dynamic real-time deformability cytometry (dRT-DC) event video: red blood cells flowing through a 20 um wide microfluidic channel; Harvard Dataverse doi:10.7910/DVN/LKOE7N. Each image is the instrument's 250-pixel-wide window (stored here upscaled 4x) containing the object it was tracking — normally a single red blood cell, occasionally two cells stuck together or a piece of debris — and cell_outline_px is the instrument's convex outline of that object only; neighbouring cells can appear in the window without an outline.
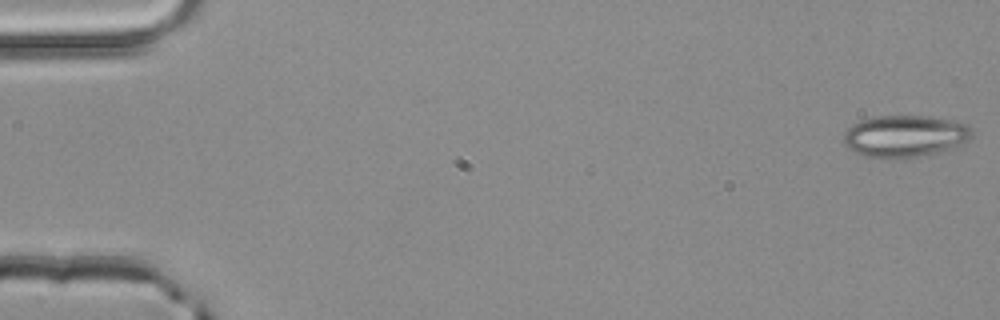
{"species": "common noctule bat (a hibernating species)", "species_latin": "Nyctalus noctula", "temperature_condition": "room temperature", "stored_images_in_passage": 52, "camera_frame_rate_fps": 3000, "um_per_image_px": 0.085, "animal": {"sex": "male", "body_mass_g": 20.4}, "frame": {"image": 1, "passage_image": 1, "time_ms": 0.0, "image_size_px": [1000, 320], "cell_outline_px": [[972, 136], [968, 140], [956, 148], [940, 152], [920, 156], [864, 156], [848, 148], [844, 144], [844, 132], [852, 124], [860, 120], [876, 116], [928, 116], [968, 124], [972, 128]], "centroid_in_image_um": [76.95, 11.55], "position_along_channel_um": 8.0, "area_um2": 30.98}}
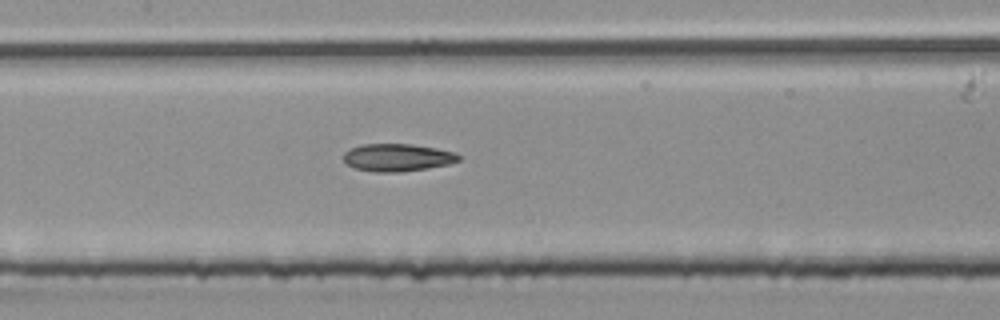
{"frame": {"image": 2, "passage_image": 25, "time_ms": 8.0, "image_size_px": [1000, 320], "cell_outline_px": [[460, 160], [448, 164], [428, 168], [400, 172], [376, 172], [356, 168], [348, 164], [344, 160], [344, 152], [352, 148], [364, 144], [412, 144], [436, 148], [456, 152], [460, 156]], "centroid_in_image_um": [33.82, 13.38], "position_along_channel_um": 173.6, "area_um2": 18.38}}
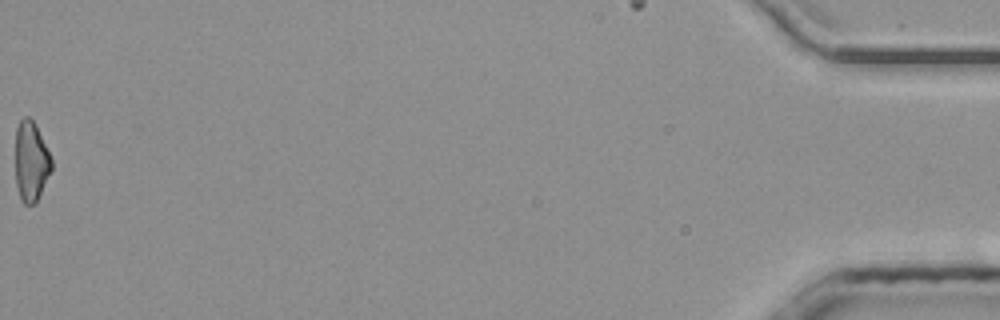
{"frame": {"image": 3, "passage_image": 52, "time_ms": 17.0, "image_size_px": [1000, 320], "cell_outline_px": [[52, 168], [36, 204], [24, 204], [20, 200], [16, 184], [16, 128], [20, 120], [24, 116], [28, 116], [36, 124], [52, 160]], "centroid_in_image_um": [2.63, 13.73], "position_along_channel_um": 432.6, "area_um2": 16.88}, "authors_computed_cell_mechanics": {"area_um2": 18.2937, "velocity_mm_per_s": 4.0807, "shape_relaxation_time_tau1_ms": null, "shape_relaxation_time_tau2_ms": 3.9722, "deformation_change_tau1": null, "deformation_change_tau2": 0.1379}}